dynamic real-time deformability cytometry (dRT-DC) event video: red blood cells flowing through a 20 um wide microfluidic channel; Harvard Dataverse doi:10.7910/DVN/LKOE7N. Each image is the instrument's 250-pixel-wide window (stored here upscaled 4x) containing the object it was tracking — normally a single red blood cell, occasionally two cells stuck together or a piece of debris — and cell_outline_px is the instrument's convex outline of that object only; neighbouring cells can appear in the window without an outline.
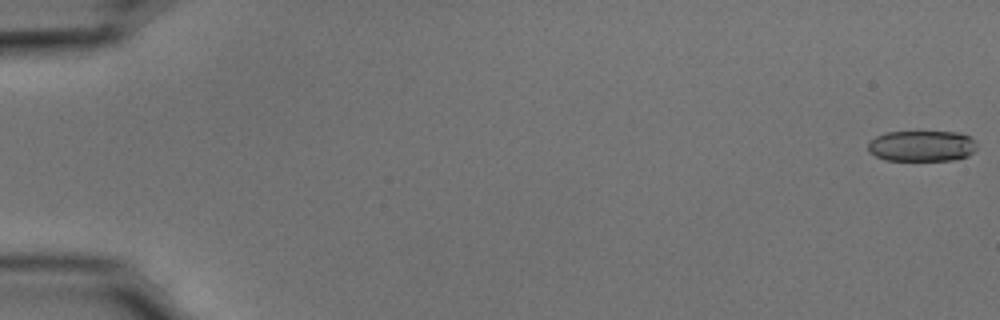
{"species": "common noctule bat (a hibernating species)", "species_latin": "Nyctalus noctula", "temperature_condition": "cold", "stored_images_in_passage": 55, "camera_frame_rate_fps": 3000, "um_per_image_px": 0.085, "animal": {"sex": "male", "body_mass_g": 15.6}, "frame": {"image": 1, "passage_image": 1, "time_ms": 0.0, "image_size_px": [1000, 320], "cell_outline_px": [[976, 148], [968, 156], [952, 160], [884, 160], [868, 152], [868, 144], [876, 136], [888, 132], [960, 132], [976, 140]], "centroid_in_image_um": [78.36, 12.41], "position_along_channel_um": 6.6, "area_um2": 19.59}}
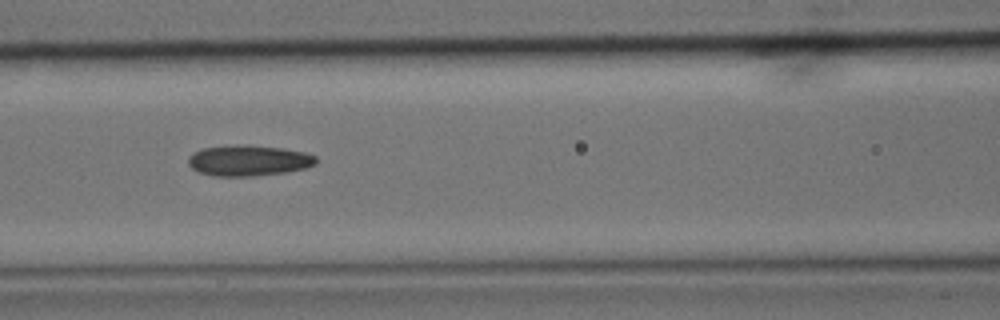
{"frame": {"image": 2, "passage_image": 25, "time_ms": 8.0, "image_size_px": [1000, 320], "cell_outline_px": [[316, 164], [308, 168], [288, 172], [252, 176], [212, 176], [200, 172], [192, 168], [188, 164], [188, 156], [192, 152], [200, 148], [236, 144], [284, 148], [304, 152], [316, 156]], "centroid_in_image_um": [21.12, 13.64], "position_along_channel_um": 145.5, "area_um2": 23.24}}
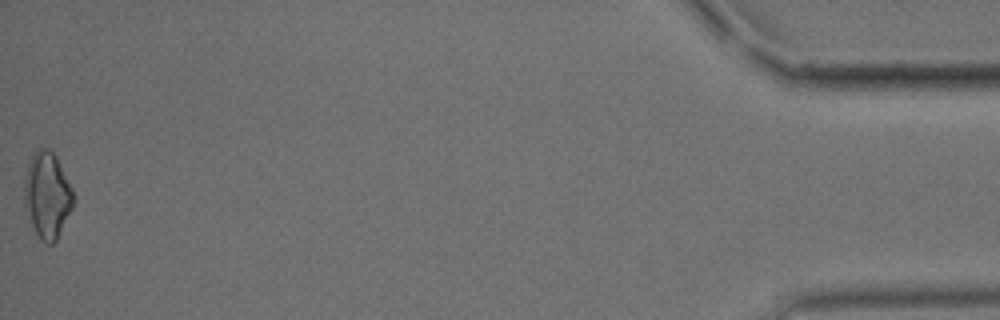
{"frame": {"image": 3, "passage_image": 55, "time_ms": 18.0, "image_size_px": [1000, 320], "cell_outline_px": [[76, 200], [56, 240], [52, 244], [44, 244], [40, 240], [32, 224], [24, 204], [24, 176], [32, 152], [36, 148], [44, 148], [52, 152], [56, 156], [76, 196]], "centroid_in_image_um": [4.01, 16.57], "position_along_channel_um": 431.2, "area_um2": 24.74}, "authors_computed_cell_mechanics": {"area_um2": 22.0796, "velocity_mm_per_s": 3.7424, "shape_relaxation_time_tau1_ms": 6.5715, "shape_relaxation_time_tau2_ms": 5.0058, "deformation_change_tau1": 0.1398, "deformation_change_tau2": 0.1135}}